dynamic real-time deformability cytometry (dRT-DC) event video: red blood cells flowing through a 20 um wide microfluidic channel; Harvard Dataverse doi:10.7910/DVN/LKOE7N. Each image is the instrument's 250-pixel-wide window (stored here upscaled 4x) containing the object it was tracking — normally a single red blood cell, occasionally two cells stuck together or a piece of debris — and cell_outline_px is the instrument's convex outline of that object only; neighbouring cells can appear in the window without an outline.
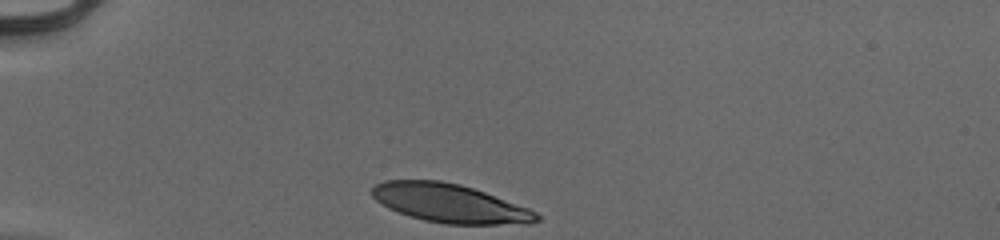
{"species": "human", "species_latin": "Homo sapiens", "temperature_condition": "cold", "stored_images_in_passage": 31, "camera_frame_rate_fps": 3000, "um_per_image_px": 0.085, "donor": {"sex": "male"}, "frame": {"image": 1, "passage_image": 1, "time_ms": 0.0, "image_size_px": [1000, 240], "cell_outline_px": [[540, 220], [532, 224], [444, 224], [424, 220], [388, 208], [376, 200], [372, 196], [372, 188], [376, 184], [384, 180], [440, 180], [460, 184], [484, 192], [528, 208], [536, 212], [540, 216]], "centroid_in_image_um": [38.25, 17.28], "position_along_channel_um": 46.8, "area_um2": 36.88}}
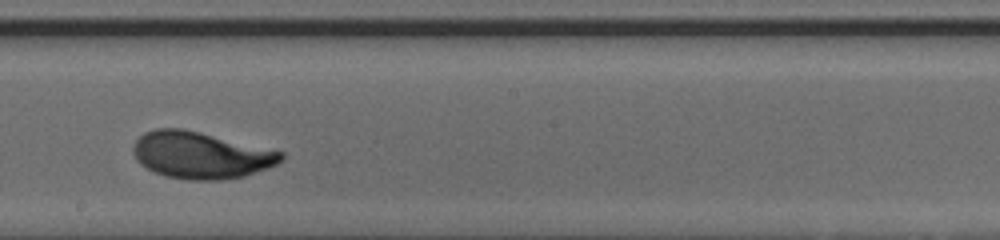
{"frame": {"image": 2, "passage_image": 18, "time_ms": 5.667, "image_size_px": [1000, 240], "cell_outline_px": [[284, 160], [268, 168], [244, 176], [220, 180], [188, 180], [164, 176], [140, 164], [136, 160], [132, 148], [136, 140], [144, 132], [156, 128], [184, 128], [284, 152]], "centroid_in_image_um": [17.06, 13.18], "position_along_channel_um": 231.1, "area_um2": 40.4}}
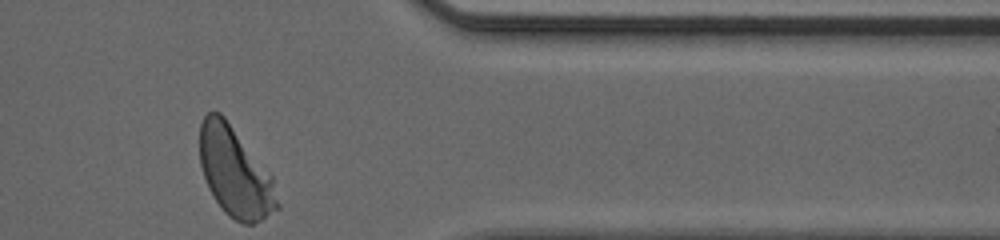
{"frame": {"image": 3, "passage_image": 31, "time_ms": 10.0, "image_size_px": [1000, 240], "cell_outline_px": [[280, 208], [260, 220], [252, 224], [244, 224], [228, 216], [224, 212], [208, 188], [200, 164], [200, 124], [204, 116], [208, 112], [220, 112], [224, 116], [272, 176], [280, 204]], "centroid_in_image_um": [19.98, 14.65], "position_along_channel_um": 391.4, "area_um2": 40.23}, "authors_computed_cell_mechanics": {"area_um2": 39.0728, "velocity_mm_per_s": 3.9493, "shape_relaxation_time_tau1_ms": 2.2359, "shape_relaxation_time_tau2_ms": null, "deformation_change_tau1": 0.1421, "deformation_change_tau2": null}}